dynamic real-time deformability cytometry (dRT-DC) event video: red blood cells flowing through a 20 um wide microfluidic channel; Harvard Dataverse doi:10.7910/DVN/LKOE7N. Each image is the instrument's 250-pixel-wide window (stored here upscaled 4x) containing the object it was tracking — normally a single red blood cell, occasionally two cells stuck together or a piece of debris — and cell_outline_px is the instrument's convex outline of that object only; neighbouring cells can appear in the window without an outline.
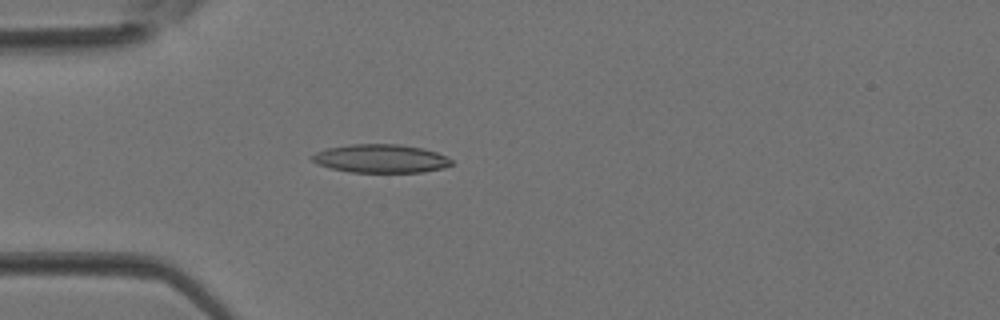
{"species": "Egyptian fruit bat (a non-hibernating species)", "species_latin": "Rousettus aegyptiacus", "temperature_condition": "room temperature", "stored_images_in_passage": 4, "camera_frame_rate_fps": 3000, "um_per_image_px": 0.085, "animal": {"sex": "female"}, "frame": {"image": 1, "passage_image": 4, "time_ms": 1.0, "image_size_px": [1000, 320], "cell_outline_px": [[452, 164], [444, 168], [424, 172], [352, 172], [332, 168], [316, 164], [308, 156], [316, 152], [328, 148], [352, 144], [400, 144], [424, 148], [436, 152], [452, 160]], "centroid_in_image_um": [32.35, 13.47], "position_along_channel_um": 52.6, "area_um2": 23.12}}